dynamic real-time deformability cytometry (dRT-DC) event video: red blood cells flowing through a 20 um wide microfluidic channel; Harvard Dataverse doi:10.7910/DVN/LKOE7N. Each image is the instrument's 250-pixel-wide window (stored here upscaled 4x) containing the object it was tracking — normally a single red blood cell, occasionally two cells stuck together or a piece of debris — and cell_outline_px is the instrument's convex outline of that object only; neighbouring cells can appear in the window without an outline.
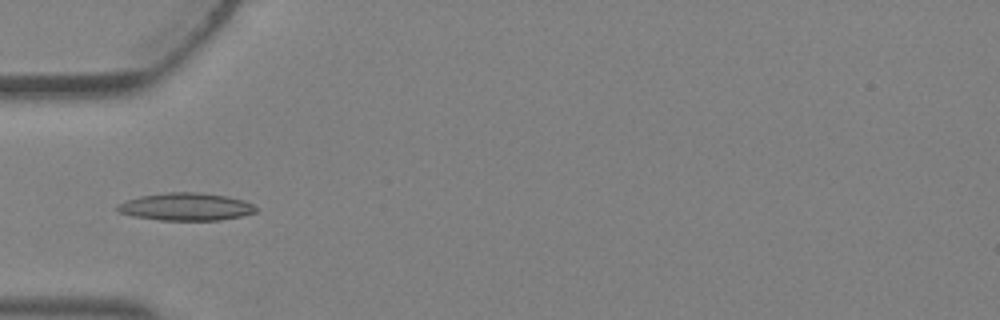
{"species": "Egyptian fruit bat (a non-hibernating species)", "species_latin": "Rousettus aegyptiacus", "temperature_condition": "warm", "stored_images_in_passage": 4, "camera_frame_rate_fps": 3000, "um_per_image_px": 0.085, "animal": {"sex": "female"}, "frame": {"image": 1, "passage_image": 4, "time_ms": 1.0, "image_size_px": [1000, 320], "cell_outline_px": [[256, 212], [240, 216], [220, 220], [160, 220], [136, 216], [120, 212], [116, 208], [116, 204], [140, 196], [164, 192], [200, 192], [228, 196], [244, 200], [252, 204], [256, 208]], "centroid_in_image_um": [15.82, 17.56], "position_along_channel_um": 69.2, "area_um2": 22.2}}